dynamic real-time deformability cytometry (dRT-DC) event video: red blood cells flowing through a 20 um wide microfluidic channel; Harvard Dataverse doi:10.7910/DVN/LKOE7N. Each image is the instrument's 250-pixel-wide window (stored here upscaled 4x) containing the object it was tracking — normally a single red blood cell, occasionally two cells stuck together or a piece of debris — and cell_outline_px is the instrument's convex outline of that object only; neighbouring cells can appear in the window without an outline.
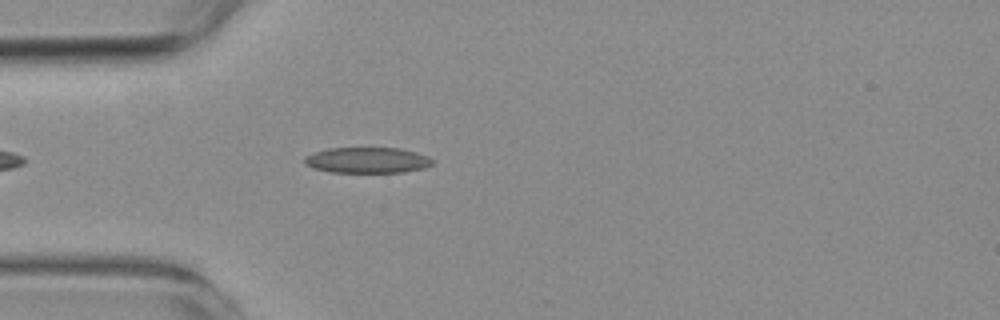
{"species": "common noctule bat (a hibernating species)", "species_latin": "Nyctalus noctula", "temperature_condition": "room temperature", "stored_images_in_passage": 20, "camera_frame_rate_fps": 3000, "um_per_image_px": 0.085, "animal": {"sex": "female", "body_mass_g": 19.3, "forearm_length_mm": 54.1}, "frame": {"image": 1, "passage_image": 6, "time_ms": 1.667, "image_size_px": [1000, 320], "cell_outline_px": [[432, 164], [424, 168], [404, 172], [328, 172], [312, 168], [304, 164], [304, 156], [328, 148], [400, 148], [416, 152], [428, 156], [432, 160]], "centroid_in_image_um": [31.19, 13.62], "position_along_channel_um": 53.8, "area_um2": 19.25}}
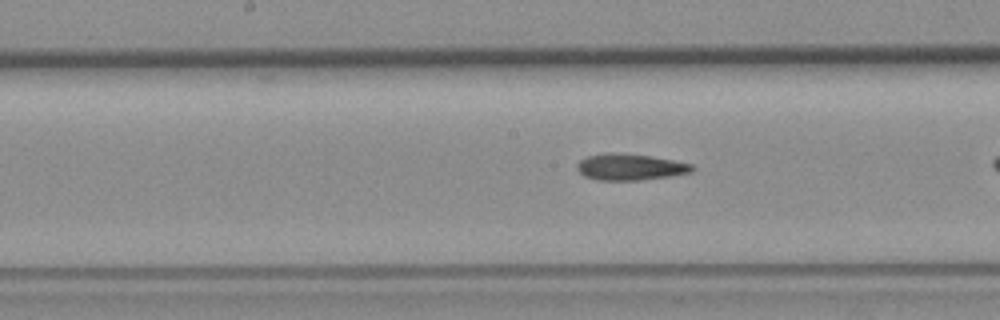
{"frame": {"image": 2, "passage_image": 12, "time_ms": 3.667, "image_size_px": [1000, 320], "cell_outline_px": [[696, 168], [692, 172], [672, 176], [640, 180], [596, 180], [584, 176], [576, 168], [576, 164], [580, 160], [588, 156], [604, 152], [612, 152], [648, 156], [672, 160], [692, 164]], "centroid_in_image_um": [53.55, 14.2], "position_along_channel_um": 194.7, "area_um2": 17.74}}